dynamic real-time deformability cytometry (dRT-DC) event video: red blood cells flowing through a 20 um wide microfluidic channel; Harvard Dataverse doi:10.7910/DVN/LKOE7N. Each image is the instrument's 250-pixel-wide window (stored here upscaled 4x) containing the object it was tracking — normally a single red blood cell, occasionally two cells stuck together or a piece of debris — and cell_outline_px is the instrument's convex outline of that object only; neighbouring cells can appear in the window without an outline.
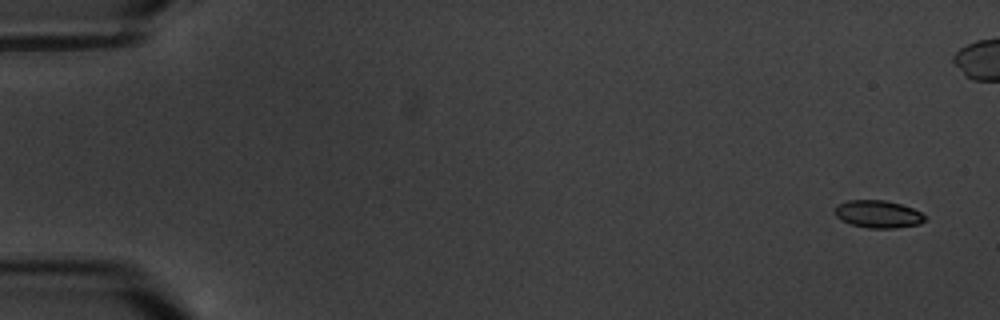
{"species": "common noctule bat (a hibernating species)", "species_latin": "Nyctalus noctula", "temperature_condition": "warm", "stored_images_in_passage": 6, "camera_frame_rate_fps": 3000, "um_per_image_px": 0.085, "animal": {"sex": "male", "body_mass_g": 20.1, "forearm_length_mm": 53.5}, "frame": {"image": 1, "passage_image": 1, "time_ms": 0.0, "image_size_px": [1000, 320], "cell_outline_px": [[924, 220], [920, 224], [896, 228], [868, 228], [852, 224], [836, 216], [836, 208], [840, 204], [848, 200], [884, 200], [900, 204], [912, 208], [920, 212], [924, 216]], "centroid_in_image_um": [74.67, 18.2], "position_along_channel_um": 10.3, "area_um2": 14.1}}